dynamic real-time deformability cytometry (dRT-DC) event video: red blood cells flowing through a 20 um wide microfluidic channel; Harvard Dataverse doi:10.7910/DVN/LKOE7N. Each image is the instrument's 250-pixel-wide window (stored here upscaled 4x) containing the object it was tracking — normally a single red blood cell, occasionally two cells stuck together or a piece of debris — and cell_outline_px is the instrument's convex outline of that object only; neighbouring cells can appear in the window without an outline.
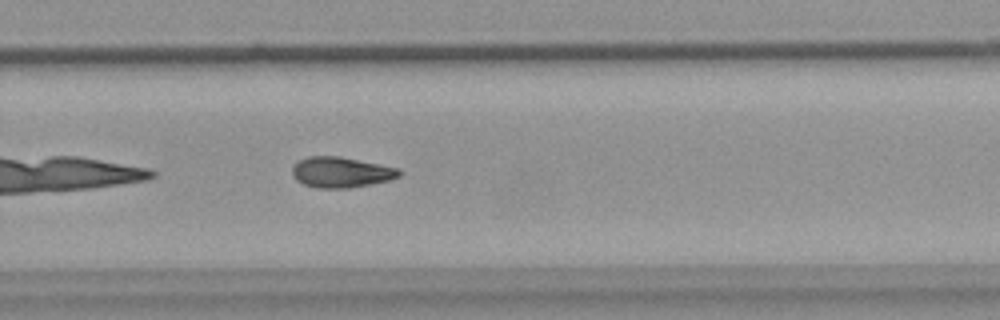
{"species": "common noctule bat (a hibernating species)", "species_latin": "Nyctalus noctula", "temperature_condition": "warm", "stored_images_in_passage": 24, "camera_frame_rate_fps": 3000, "um_per_image_px": 0.085, "animal": {"sex": "female", "body_mass_g": 18.4}, "frame": {"image": 1, "passage_image": 21, "time_ms": 6.667, "image_size_px": [1000, 320], "cell_outline_px": [[404, 172], [400, 176], [392, 180], [372, 184], [348, 188], [316, 188], [304, 184], [296, 180], [292, 176], [292, 164], [308, 156], [340, 156], [400, 168]], "centroid_in_image_um": [29.02, 14.64], "position_along_channel_um": 300.8, "area_um2": 19.42}}